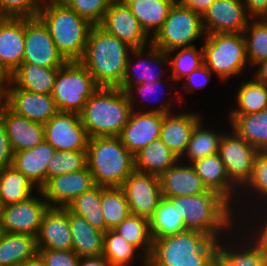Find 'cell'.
<instances>
[{
  "instance_id": "cell-1",
  "label": "cell",
  "mask_w": 267,
  "mask_h": 266,
  "mask_svg": "<svg viewBox=\"0 0 267 266\" xmlns=\"http://www.w3.org/2000/svg\"><path fill=\"white\" fill-rule=\"evenodd\" d=\"M132 49L100 25H93L79 62L99 87L118 88L126 72L128 52Z\"/></svg>"
},
{
  "instance_id": "cell-2",
  "label": "cell",
  "mask_w": 267,
  "mask_h": 266,
  "mask_svg": "<svg viewBox=\"0 0 267 266\" xmlns=\"http://www.w3.org/2000/svg\"><path fill=\"white\" fill-rule=\"evenodd\" d=\"M131 91L99 87L80 113L89 137L120 136L133 110Z\"/></svg>"
},
{
  "instance_id": "cell-3",
  "label": "cell",
  "mask_w": 267,
  "mask_h": 266,
  "mask_svg": "<svg viewBox=\"0 0 267 266\" xmlns=\"http://www.w3.org/2000/svg\"><path fill=\"white\" fill-rule=\"evenodd\" d=\"M38 17L43 21L58 49L67 61H79L93 25L61 0L41 5Z\"/></svg>"
},
{
  "instance_id": "cell-4",
  "label": "cell",
  "mask_w": 267,
  "mask_h": 266,
  "mask_svg": "<svg viewBox=\"0 0 267 266\" xmlns=\"http://www.w3.org/2000/svg\"><path fill=\"white\" fill-rule=\"evenodd\" d=\"M87 166L95 185L121 187L135 171V159L119 136L90 137Z\"/></svg>"
},
{
  "instance_id": "cell-5",
  "label": "cell",
  "mask_w": 267,
  "mask_h": 266,
  "mask_svg": "<svg viewBox=\"0 0 267 266\" xmlns=\"http://www.w3.org/2000/svg\"><path fill=\"white\" fill-rule=\"evenodd\" d=\"M164 198H168L176 205L177 211L184 219L186 229L204 232L217 240L220 230L227 229L230 225L231 203L215 191Z\"/></svg>"
},
{
  "instance_id": "cell-6",
  "label": "cell",
  "mask_w": 267,
  "mask_h": 266,
  "mask_svg": "<svg viewBox=\"0 0 267 266\" xmlns=\"http://www.w3.org/2000/svg\"><path fill=\"white\" fill-rule=\"evenodd\" d=\"M218 243L204 232L189 229L153 239L148 266H170V262L214 261Z\"/></svg>"
},
{
  "instance_id": "cell-7",
  "label": "cell",
  "mask_w": 267,
  "mask_h": 266,
  "mask_svg": "<svg viewBox=\"0 0 267 266\" xmlns=\"http://www.w3.org/2000/svg\"><path fill=\"white\" fill-rule=\"evenodd\" d=\"M99 86L79 61H67L56 74L51 96L59 112L81 113Z\"/></svg>"
},
{
  "instance_id": "cell-8",
  "label": "cell",
  "mask_w": 267,
  "mask_h": 266,
  "mask_svg": "<svg viewBox=\"0 0 267 266\" xmlns=\"http://www.w3.org/2000/svg\"><path fill=\"white\" fill-rule=\"evenodd\" d=\"M201 49L204 65L221 79L239 74L248 60L243 33L207 35Z\"/></svg>"
},
{
  "instance_id": "cell-9",
  "label": "cell",
  "mask_w": 267,
  "mask_h": 266,
  "mask_svg": "<svg viewBox=\"0 0 267 266\" xmlns=\"http://www.w3.org/2000/svg\"><path fill=\"white\" fill-rule=\"evenodd\" d=\"M203 31L201 15L175 1L151 43L169 55L182 47L194 46L190 43L203 35Z\"/></svg>"
},
{
  "instance_id": "cell-10",
  "label": "cell",
  "mask_w": 267,
  "mask_h": 266,
  "mask_svg": "<svg viewBox=\"0 0 267 266\" xmlns=\"http://www.w3.org/2000/svg\"><path fill=\"white\" fill-rule=\"evenodd\" d=\"M67 60L58 51L48 28L37 17L25 18V45L22 63L43 67H61Z\"/></svg>"
},
{
  "instance_id": "cell-11",
  "label": "cell",
  "mask_w": 267,
  "mask_h": 266,
  "mask_svg": "<svg viewBox=\"0 0 267 266\" xmlns=\"http://www.w3.org/2000/svg\"><path fill=\"white\" fill-rule=\"evenodd\" d=\"M45 141L56 151L87 150L89 135L80 113L57 112L44 124Z\"/></svg>"
},
{
  "instance_id": "cell-12",
  "label": "cell",
  "mask_w": 267,
  "mask_h": 266,
  "mask_svg": "<svg viewBox=\"0 0 267 266\" xmlns=\"http://www.w3.org/2000/svg\"><path fill=\"white\" fill-rule=\"evenodd\" d=\"M133 215L150 220L163 198L158 176L134 171L122 184Z\"/></svg>"
},
{
  "instance_id": "cell-13",
  "label": "cell",
  "mask_w": 267,
  "mask_h": 266,
  "mask_svg": "<svg viewBox=\"0 0 267 266\" xmlns=\"http://www.w3.org/2000/svg\"><path fill=\"white\" fill-rule=\"evenodd\" d=\"M166 105V106H165ZM164 107L146 112H131L128 123L124 126L120 139L127 150L135 155L151 141L160 137L163 116L169 114L170 103Z\"/></svg>"
},
{
  "instance_id": "cell-14",
  "label": "cell",
  "mask_w": 267,
  "mask_h": 266,
  "mask_svg": "<svg viewBox=\"0 0 267 266\" xmlns=\"http://www.w3.org/2000/svg\"><path fill=\"white\" fill-rule=\"evenodd\" d=\"M49 205L36 197L3 206L0 212V232L37 236L42 217Z\"/></svg>"
},
{
  "instance_id": "cell-15",
  "label": "cell",
  "mask_w": 267,
  "mask_h": 266,
  "mask_svg": "<svg viewBox=\"0 0 267 266\" xmlns=\"http://www.w3.org/2000/svg\"><path fill=\"white\" fill-rule=\"evenodd\" d=\"M232 135L222 137L218 153L233 184L245 185L252 174L259 151L234 130Z\"/></svg>"
},
{
  "instance_id": "cell-16",
  "label": "cell",
  "mask_w": 267,
  "mask_h": 266,
  "mask_svg": "<svg viewBox=\"0 0 267 266\" xmlns=\"http://www.w3.org/2000/svg\"><path fill=\"white\" fill-rule=\"evenodd\" d=\"M245 14L241 0H215L201 16L203 29L207 35L243 33L249 22Z\"/></svg>"
},
{
  "instance_id": "cell-17",
  "label": "cell",
  "mask_w": 267,
  "mask_h": 266,
  "mask_svg": "<svg viewBox=\"0 0 267 266\" xmlns=\"http://www.w3.org/2000/svg\"><path fill=\"white\" fill-rule=\"evenodd\" d=\"M94 186L92 173L87 166L76 172L48 178L38 191L45 197L49 207H54V203L57 207H67L76 197Z\"/></svg>"
},
{
  "instance_id": "cell-18",
  "label": "cell",
  "mask_w": 267,
  "mask_h": 266,
  "mask_svg": "<svg viewBox=\"0 0 267 266\" xmlns=\"http://www.w3.org/2000/svg\"><path fill=\"white\" fill-rule=\"evenodd\" d=\"M100 26L131 48H144L148 36L124 0H114Z\"/></svg>"
},
{
  "instance_id": "cell-19",
  "label": "cell",
  "mask_w": 267,
  "mask_h": 266,
  "mask_svg": "<svg viewBox=\"0 0 267 266\" xmlns=\"http://www.w3.org/2000/svg\"><path fill=\"white\" fill-rule=\"evenodd\" d=\"M38 249L72 250L69 210L66 207H49L42 217L36 236Z\"/></svg>"
},
{
  "instance_id": "cell-20",
  "label": "cell",
  "mask_w": 267,
  "mask_h": 266,
  "mask_svg": "<svg viewBox=\"0 0 267 266\" xmlns=\"http://www.w3.org/2000/svg\"><path fill=\"white\" fill-rule=\"evenodd\" d=\"M8 107L17 115L43 124L58 112L51 95L34 93L20 88H9Z\"/></svg>"
},
{
  "instance_id": "cell-21",
  "label": "cell",
  "mask_w": 267,
  "mask_h": 266,
  "mask_svg": "<svg viewBox=\"0 0 267 266\" xmlns=\"http://www.w3.org/2000/svg\"><path fill=\"white\" fill-rule=\"evenodd\" d=\"M12 152L31 149L45 141L44 124L17 115L9 107L1 118Z\"/></svg>"
},
{
  "instance_id": "cell-22",
  "label": "cell",
  "mask_w": 267,
  "mask_h": 266,
  "mask_svg": "<svg viewBox=\"0 0 267 266\" xmlns=\"http://www.w3.org/2000/svg\"><path fill=\"white\" fill-rule=\"evenodd\" d=\"M25 45V18L0 20V62L12 73L22 64Z\"/></svg>"
},
{
  "instance_id": "cell-23",
  "label": "cell",
  "mask_w": 267,
  "mask_h": 266,
  "mask_svg": "<svg viewBox=\"0 0 267 266\" xmlns=\"http://www.w3.org/2000/svg\"><path fill=\"white\" fill-rule=\"evenodd\" d=\"M56 150L46 141L34 148L13 153L12 166L39 190L46 182V168Z\"/></svg>"
},
{
  "instance_id": "cell-24",
  "label": "cell",
  "mask_w": 267,
  "mask_h": 266,
  "mask_svg": "<svg viewBox=\"0 0 267 266\" xmlns=\"http://www.w3.org/2000/svg\"><path fill=\"white\" fill-rule=\"evenodd\" d=\"M163 197H178L205 193L208 191L193 167L173 165L160 177Z\"/></svg>"
},
{
  "instance_id": "cell-25",
  "label": "cell",
  "mask_w": 267,
  "mask_h": 266,
  "mask_svg": "<svg viewBox=\"0 0 267 266\" xmlns=\"http://www.w3.org/2000/svg\"><path fill=\"white\" fill-rule=\"evenodd\" d=\"M170 116V114L163 116L159 138L180 158L186 151L195 126L201 120L196 114L184 113L175 117Z\"/></svg>"
},
{
  "instance_id": "cell-26",
  "label": "cell",
  "mask_w": 267,
  "mask_h": 266,
  "mask_svg": "<svg viewBox=\"0 0 267 266\" xmlns=\"http://www.w3.org/2000/svg\"><path fill=\"white\" fill-rule=\"evenodd\" d=\"M72 251L80 257L103 255L104 232L94 228L85 218L69 211Z\"/></svg>"
},
{
  "instance_id": "cell-27",
  "label": "cell",
  "mask_w": 267,
  "mask_h": 266,
  "mask_svg": "<svg viewBox=\"0 0 267 266\" xmlns=\"http://www.w3.org/2000/svg\"><path fill=\"white\" fill-rule=\"evenodd\" d=\"M59 68L22 63L12 73V83H15V87L12 86L11 88L51 95Z\"/></svg>"
},
{
  "instance_id": "cell-28",
  "label": "cell",
  "mask_w": 267,
  "mask_h": 266,
  "mask_svg": "<svg viewBox=\"0 0 267 266\" xmlns=\"http://www.w3.org/2000/svg\"><path fill=\"white\" fill-rule=\"evenodd\" d=\"M135 171L160 177L180 158L172 152L160 138L151 141L134 155Z\"/></svg>"
},
{
  "instance_id": "cell-29",
  "label": "cell",
  "mask_w": 267,
  "mask_h": 266,
  "mask_svg": "<svg viewBox=\"0 0 267 266\" xmlns=\"http://www.w3.org/2000/svg\"><path fill=\"white\" fill-rule=\"evenodd\" d=\"M37 256L36 237L0 232V266H17Z\"/></svg>"
},
{
  "instance_id": "cell-30",
  "label": "cell",
  "mask_w": 267,
  "mask_h": 266,
  "mask_svg": "<svg viewBox=\"0 0 267 266\" xmlns=\"http://www.w3.org/2000/svg\"><path fill=\"white\" fill-rule=\"evenodd\" d=\"M191 166L208 190L219 193L230 203V200H232L231 191H233L232 187H234L231 185L234 184H232L226 173L219 153L195 160Z\"/></svg>"
},
{
  "instance_id": "cell-31",
  "label": "cell",
  "mask_w": 267,
  "mask_h": 266,
  "mask_svg": "<svg viewBox=\"0 0 267 266\" xmlns=\"http://www.w3.org/2000/svg\"><path fill=\"white\" fill-rule=\"evenodd\" d=\"M133 15L139 21L141 28L153 36L162 28L170 8L175 0H124Z\"/></svg>"
},
{
  "instance_id": "cell-32",
  "label": "cell",
  "mask_w": 267,
  "mask_h": 266,
  "mask_svg": "<svg viewBox=\"0 0 267 266\" xmlns=\"http://www.w3.org/2000/svg\"><path fill=\"white\" fill-rule=\"evenodd\" d=\"M233 130L258 151H267V109L231 116Z\"/></svg>"
},
{
  "instance_id": "cell-33",
  "label": "cell",
  "mask_w": 267,
  "mask_h": 266,
  "mask_svg": "<svg viewBox=\"0 0 267 266\" xmlns=\"http://www.w3.org/2000/svg\"><path fill=\"white\" fill-rule=\"evenodd\" d=\"M150 48L148 56L151 57L149 58L151 59V63L169 62L171 64L170 66L173 67L172 77L174 80L181 79L184 76L186 77L204 64L203 50L198 52L195 46L182 47V50L171 58L168 57L166 52L158 49L152 43H150Z\"/></svg>"
},
{
  "instance_id": "cell-34",
  "label": "cell",
  "mask_w": 267,
  "mask_h": 266,
  "mask_svg": "<svg viewBox=\"0 0 267 266\" xmlns=\"http://www.w3.org/2000/svg\"><path fill=\"white\" fill-rule=\"evenodd\" d=\"M187 230L184 219L168 198H162L150 219L152 239L164 238Z\"/></svg>"
},
{
  "instance_id": "cell-35",
  "label": "cell",
  "mask_w": 267,
  "mask_h": 266,
  "mask_svg": "<svg viewBox=\"0 0 267 266\" xmlns=\"http://www.w3.org/2000/svg\"><path fill=\"white\" fill-rule=\"evenodd\" d=\"M70 212L85 218L94 228L106 232V223L101 206V186L95 185L90 190L71 201L66 207Z\"/></svg>"
},
{
  "instance_id": "cell-36",
  "label": "cell",
  "mask_w": 267,
  "mask_h": 266,
  "mask_svg": "<svg viewBox=\"0 0 267 266\" xmlns=\"http://www.w3.org/2000/svg\"><path fill=\"white\" fill-rule=\"evenodd\" d=\"M35 185L12 165L0 170V194L3 205L15 204L31 197Z\"/></svg>"
},
{
  "instance_id": "cell-37",
  "label": "cell",
  "mask_w": 267,
  "mask_h": 266,
  "mask_svg": "<svg viewBox=\"0 0 267 266\" xmlns=\"http://www.w3.org/2000/svg\"><path fill=\"white\" fill-rule=\"evenodd\" d=\"M101 206L106 231L119 226L130 214V208L121 187L101 186Z\"/></svg>"
},
{
  "instance_id": "cell-38",
  "label": "cell",
  "mask_w": 267,
  "mask_h": 266,
  "mask_svg": "<svg viewBox=\"0 0 267 266\" xmlns=\"http://www.w3.org/2000/svg\"><path fill=\"white\" fill-rule=\"evenodd\" d=\"M131 245L139 248L145 247V266L152 252L153 239L150 232V220L130 214L119 226L113 229Z\"/></svg>"
},
{
  "instance_id": "cell-39",
  "label": "cell",
  "mask_w": 267,
  "mask_h": 266,
  "mask_svg": "<svg viewBox=\"0 0 267 266\" xmlns=\"http://www.w3.org/2000/svg\"><path fill=\"white\" fill-rule=\"evenodd\" d=\"M236 96L240 109L231 112L230 116L246 115L267 109V85L256 79L242 84Z\"/></svg>"
},
{
  "instance_id": "cell-40",
  "label": "cell",
  "mask_w": 267,
  "mask_h": 266,
  "mask_svg": "<svg viewBox=\"0 0 267 266\" xmlns=\"http://www.w3.org/2000/svg\"><path fill=\"white\" fill-rule=\"evenodd\" d=\"M199 122L188 142L186 153L190 160H195L210 156L219 152V146L223 135H218L212 131L202 129Z\"/></svg>"
},
{
  "instance_id": "cell-41",
  "label": "cell",
  "mask_w": 267,
  "mask_h": 266,
  "mask_svg": "<svg viewBox=\"0 0 267 266\" xmlns=\"http://www.w3.org/2000/svg\"><path fill=\"white\" fill-rule=\"evenodd\" d=\"M87 167V150L55 151L46 168L48 178L76 172Z\"/></svg>"
},
{
  "instance_id": "cell-42",
  "label": "cell",
  "mask_w": 267,
  "mask_h": 266,
  "mask_svg": "<svg viewBox=\"0 0 267 266\" xmlns=\"http://www.w3.org/2000/svg\"><path fill=\"white\" fill-rule=\"evenodd\" d=\"M247 24L244 29V39L246 44V54L251 64H258L267 59V18H261V21H254ZM250 31V39L245 33Z\"/></svg>"
},
{
  "instance_id": "cell-43",
  "label": "cell",
  "mask_w": 267,
  "mask_h": 266,
  "mask_svg": "<svg viewBox=\"0 0 267 266\" xmlns=\"http://www.w3.org/2000/svg\"><path fill=\"white\" fill-rule=\"evenodd\" d=\"M231 251L219 245L213 266H267V256L255 246Z\"/></svg>"
},
{
  "instance_id": "cell-44",
  "label": "cell",
  "mask_w": 267,
  "mask_h": 266,
  "mask_svg": "<svg viewBox=\"0 0 267 266\" xmlns=\"http://www.w3.org/2000/svg\"><path fill=\"white\" fill-rule=\"evenodd\" d=\"M136 247L127 242L114 230L104 233L103 256L111 266H127L134 257Z\"/></svg>"
},
{
  "instance_id": "cell-45",
  "label": "cell",
  "mask_w": 267,
  "mask_h": 266,
  "mask_svg": "<svg viewBox=\"0 0 267 266\" xmlns=\"http://www.w3.org/2000/svg\"><path fill=\"white\" fill-rule=\"evenodd\" d=\"M92 25H100L114 0H61Z\"/></svg>"
},
{
  "instance_id": "cell-46",
  "label": "cell",
  "mask_w": 267,
  "mask_h": 266,
  "mask_svg": "<svg viewBox=\"0 0 267 266\" xmlns=\"http://www.w3.org/2000/svg\"><path fill=\"white\" fill-rule=\"evenodd\" d=\"M143 49L144 48H136V49H132L131 51L133 52V54L135 53V56H137L138 57V59H139V61H137V67L136 68H138L137 70V77H136V75H135V77H130V75L131 74H129L130 73V60H129V57H128V60H127V68H126V72H125V75H124V78H123V80H122V82H121V85L118 87L119 89H121V90H123V91H131L132 90V80L134 79V78H136V81H135V85H137V84H142V83H145V82H148V81H150V82H155V81H160L161 80V76L160 75H158L157 76V74L155 73L154 74V71L152 70V68H151V66H148V65H146L145 63H147V62H145V60H141V57H142V55L141 54H143L142 52H143ZM143 62V63H140V62ZM143 72H142V71ZM139 71H141L140 73H139Z\"/></svg>"
},
{
  "instance_id": "cell-47",
  "label": "cell",
  "mask_w": 267,
  "mask_h": 266,
  "mask_svg": "<svg viewBox=\"0 0 267 266\" xmlns=\"http://www.w3.org/2000/svg\"><path fill=\"white\" fill-rule=\"evenodd\" d=\"M42 0H0V14L3 17H37Z\"/></svg>"
},
{
  "instance_id": "cell-48",
  "label": "cell",
  "mask_w": 267,
  "mask_h": 266,
  "mask_svg": "<svg viewBox=\"0 0 267 266\" xmlns=\"http://www.w3.org/2000/svg\"><path fill=\"white\" fill-rule=\"evenodd\" d=\"M44 266H79V257L72 250L38 249Z\"/></svg>"
},
{
  "instance_id": "cell-49",
  "label": "cell",
  "mask_w": 267,
  "mask_h": 266,
  "mask_svg": "<svg viewBox=\"0 0 267 266\" xmlns=\"http://www.w3.org/2000/svg\"><path fill=\"white\" fill-rule=\"evenodd\" d=\"M253 186L255 190L261 192V195H267V151H259L256 156L252 174L246 182Z\"/></svg>"
},
{
  "instance_id": "cell-50",
  "label": "cell",
  "mask_w": 267,
  "mask_h": 266,
  "mask_svg": "<svg viewBox=\"0 0 267 266\" xmlns=\"http://www.w3.org/2000/svg\"><path fill=\"white\" fill-rule=\"evenodd\" d=\"M13 152L5 127L0 121V170L12 165Z\"/></svg>"
},
{
  "instance_id": "cell-51",
  "label": "cell",
  "mask_w": 267,
  "mask_h": 266,
  "mask_svg": "<svg viewBox=\"0 0 267 266\" xmlns=\"http://www.w3.org/2000/svg\"><path fill=\"white\" fill-rule=\"evenodd\" d=\"M200 75H204L199 81V76ZM211 76V72H210V69L205 66L204 64L202 66H200L199 68L195 69L194 71H192L190 74H188L186 77V79L188 80V83L186 85H188L190 83L191 88L194 89V87L198 88V87H204L207 83H208V80ZM197 78H198V81H197ZM198 82V83H197Z\"/></svg>"
},
{
  "instance_id": "cell-52",
  "label": "cell",
  "mask_w": 267,
  "mask_h": 266,
  "mask_svg": "<svg viewBox=\"0 0 267 266\" xmlns=\"http://www.w3.org/2000/svg\"><path fill=\"white\" fill-rule=\"evenodd\" d=\"M245 9L248 13L258 16V18H267V0H245Z\"/></svg>"
},
{
  "instance_id": "cell-53",
  "label": "cell",
  "mask_w": 267,
  "mask_h": 266,
  "mask_svg": "<svg viewBox=\"0 0 267 266\" xmlns=\"http://www.w3.org/2000/svg\"><path fill=\"white\" fill-rule=\"evenodd\" d=\"M215 0H179L178 2L201 16Z\"/></svg>"
},
{
  "instance_id": "cell-54",
  "label": "cell",
  "mask_w": 267,
  "mask_h": 266,
  "mask_svg": "<svg viewBox=\"0 0 267 266\" xmlns=\"http://www.w3.org/2000/svg\"><path fill=\"white\" fill-rule=\"evenodd\" d=\"M79 266H111L109 261L103 256L80 257Z\"/></svg>"
},
{
  "instance_id": "cell-55",
  "label": "cell",
  "mask_w": 267,
  "mask_h": 266,
  "mask_svg": "<svg viewBox=\"0 0 267 266\" xmlns=\"http://www.w3.org/2000/svg\"><path fill=\"white\" fill-rule=\"evenodd\" d=\"M264 228L260 230L259 237L255 243V247L260 250L264 255L267 256V223L263 226Z\"/></svg>"
},
{
  "instance_id": "cell-56",
  "label": "cell",
  "mask_w": 267,
  "mask_h": 266,
  "mask_svg": "<svg viewBox=\"0 0 267 266\" xmlns=\"http://www.w3.org/2000/svg\"><path fill=\"white\" fill-rule=\"evenodd\" d=\"M8 82V83H7ZM12 83V72L0 62V88L9 89L5 84Z\"/></svg>"
},
{
  "instance_id": "cell-57",
  "label": "cell",
  "mask_w": 267,
  "mask_h": 266,
  "mask_svg": "<svg viewBox=\"0 0 267 266\" xmlns=\"http://www.w3.org/2000/svg\"><path fill=\"white\" fill-rule=\"evenodd\" d=\"M160 82H162V81H155V82L148 81V82H145L142 84H137L135 87L138 88L139 94H141L143 96L144 95L147 96L146 94H149V93L151 94L152 92L156 91L154 89H156L155 87Z\"/></svg>"
},
{
  "instance_id": "cell-58",
  "label": "cell",
  "mask_w": 267,
  "mask_h": 266,
  "mask_svg": "<svg viewBox=\"0 0 267 266\" xmlns=\"http://www.w3.org/2000/svg\"><path fill=\"white\" fill-rule=\"evenodd\" d=\"M257 65L260 67L257 70V73H255L256 75L254 77L256 80L267 85V59L259 62Z\"/></svg>"
},
{
  "instance_id": "cell-59",
  "label": "cell",
  "mask_w": 267,
  "mask_h": 266,
  "mask_svg": "<svg viewBox=\"0 0 267 266\" xmlns=\"http://www.w3.org/2000/svg\"><path fill=\"white\" fill-rule=\"evenodd\" d=\"M214 261L170 262V266H213Z\"/></svg>"
},
{
  "instance_id": "cell-60",
  "label": "cell",
  "mask_w": 267,
  "mask_h": 266,
  "mask_svg": "<svg viewBox=\"0 0 267 266\" xmlns=\"http://www.w3.org/2000/svg\"><path fill=\"white\" fill-rule=\"evenodd\" d=\"M8 90L0 88V121L4 112L8 108Z\"/></svg>"
},
{
  "instance_id": "cell-61",
  "label": "cell",
  "mask_w": 267,
  "mask_h": 266,
  "mask_svg": "<svg viewBox=\"0 0 267 266\" xmlns=\"http://www.w3.org/2000/svg\"><path fill=\"white\" fill-rule=\"evenodd\" d=\"M17 266H44L42 260L37 256L35 259L22 262L21 264Z\"/></svg>"
},
{
  "instance_id": "cell-62",
  "label": "cell",
  "mask_w": 267,
  "mask_h": 266,
  "mask_svg": "<svg viewBox=\"0 0 267 266\" xmlns=\"http://www.w3.org/2000/svg\"><path fill=\"white\" fill-rule=\"evenodd\" d=\"M3 202H2V199H1V194H0V212H1V210H2V208H3Z\"/></svg>"
}]
</instances>
